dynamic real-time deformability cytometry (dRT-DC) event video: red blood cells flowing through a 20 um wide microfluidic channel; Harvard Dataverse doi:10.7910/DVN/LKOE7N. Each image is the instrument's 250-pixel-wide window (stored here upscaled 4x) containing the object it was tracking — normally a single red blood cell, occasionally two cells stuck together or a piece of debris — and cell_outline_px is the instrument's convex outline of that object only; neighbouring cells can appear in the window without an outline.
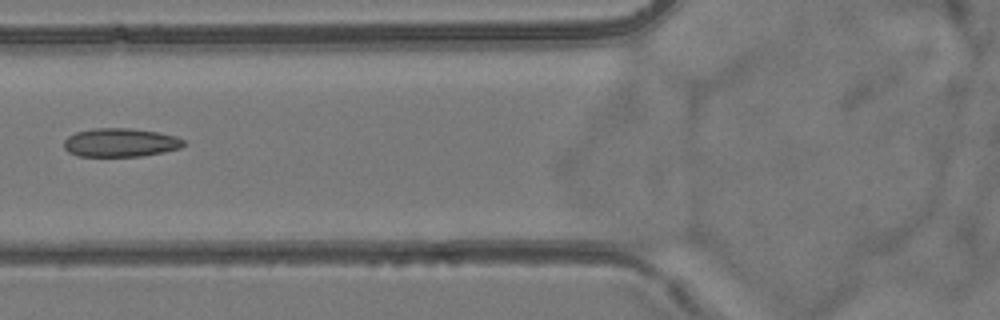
{"species": "common noctule bat (a hibernating species)", "species_latin": "Nyctalus noctula", "temperature_condition": "room temperature", "stored_images_in_passage": 6, "camera_frame_rate_fps": 3000, "um_per_image_px": 0.085, "animal": {"sex": "female", "body_mass_g": 24.6, "forearm_length_mm": 56.2}, "frame": {"image": 1, "passage_image": 5, "time_ms": 5.333, "image_size_px": [1000, 320], "cell_outline_px": [[188, 144], [180, 148], [164, 152], [140, 156], [76, 156], [68, 152], [64, 148], [64, 140], [68, 136], [76, 132], [92, 128], [132, 128], [156, 132], [176, 136], [184, 140]], "centroid_in_image_um": [10.24, 12.11], "position_along_channel_um": 115.6, "area_um2": 20.11}}
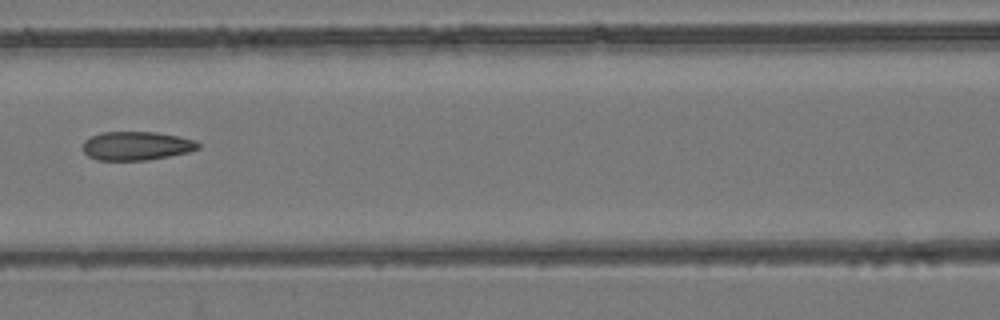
{"frame": {"image": 2, "passage_image": 6, "time_ms": 6.333, "image_size_px": [1000, 320], "cell_outline_px": [[200, 148], [188, 152], [168, 156], [144, 160], [96, 160], [88, 156], [84, 152], [84, 140], [100, 132], [156, 132], [196, 140], [200, 144]], "centroid_in_image_um": [11.6, 12.39], "position_along_channel_um": 155.0, "area_um2": 19.19}}